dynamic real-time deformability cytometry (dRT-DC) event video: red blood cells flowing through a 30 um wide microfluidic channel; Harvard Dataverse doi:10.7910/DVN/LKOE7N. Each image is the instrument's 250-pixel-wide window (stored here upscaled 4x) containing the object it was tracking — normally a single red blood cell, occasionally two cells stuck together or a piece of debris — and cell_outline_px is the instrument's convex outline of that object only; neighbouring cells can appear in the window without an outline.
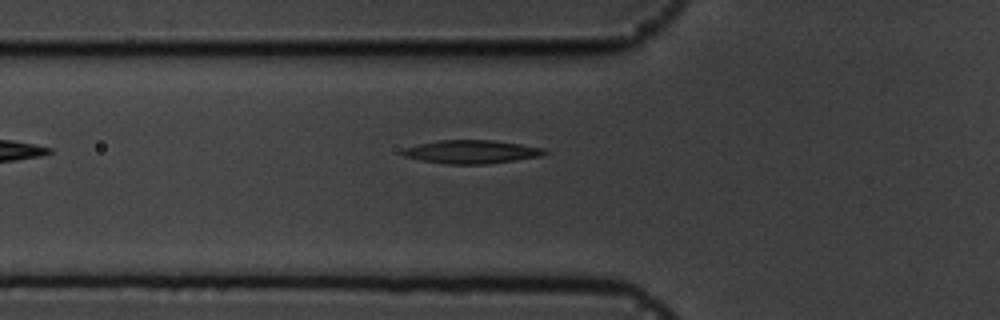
{"species": "common noctule bat (a hibernating species)", "species_latin": "Nyctalus noctula", "temperature_condition": "cold", "stored_images_in_passage": 33, "camera_frame_rate_fps": 3000, "um_per_image_px": 0.085, "animal": {"sex": "male", "body_mass_g": 19.5, "forearm_length_mm": 54.6}, "frame": {"image": 1, "passage_image": 2, "time_ms": 0.333, "image_size_px": [1000, 320], "cell_outline_px": [[548, 152], [540, 156], [516, 160], [488, 164], [444, 164], [420, 160], [404, 156], [400, 152], [404, 148], [436, 140], [492, 140], [520, 144], [544, 148]], "centroid_in_image_um": [40.06, 12.91], "position_along_channel_um": 85.7, "area_um2": 19.36}}
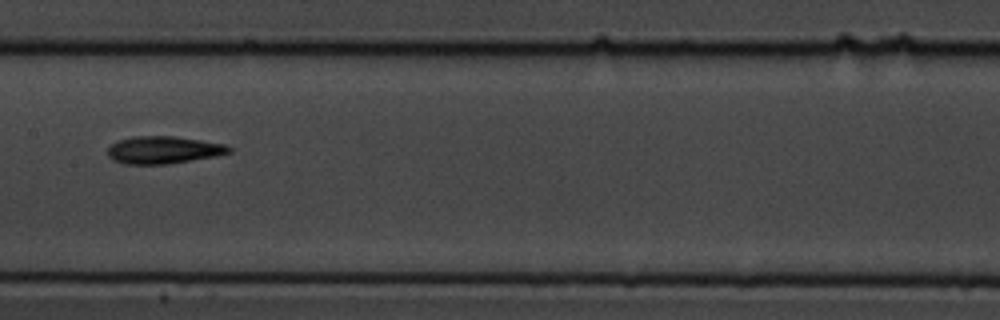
{"frame": {"image": 2, "passage_image": 11, "time_ms": 3.333, "image_size_px": [1000, 320], "cell_outline_px": [[232, 152], [216, 156], [168, 164], [124, 164], [112, 160], [108, 156], [108, 148], [112, 144], [120, 140], [132, 136], [176, 136], [224, 144], [232, 148]], "centroid_in_image_um": [13.89, 12.75], "position_along_channel_um": 193.5, "area_um2": 19.42}}
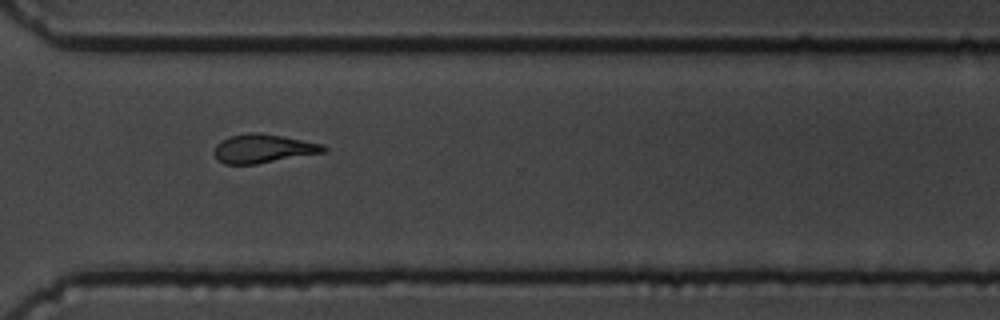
{"frame": {"image": 3, "passage_image": 24, "time_ms": 7.667, "image_size_px": [1000, 320], "cell_outline_px": [[328, 148], [324, 152], [256, 164], [224, 164], [216, 156], [216, 144], [220, 140], [228, 136], [252, 132], [260, 132], [324, 144]], "centroid_in_image_um": [22.38, 12.62], "position_along_channel_um": 348.2, "area_um2": 18.15}}